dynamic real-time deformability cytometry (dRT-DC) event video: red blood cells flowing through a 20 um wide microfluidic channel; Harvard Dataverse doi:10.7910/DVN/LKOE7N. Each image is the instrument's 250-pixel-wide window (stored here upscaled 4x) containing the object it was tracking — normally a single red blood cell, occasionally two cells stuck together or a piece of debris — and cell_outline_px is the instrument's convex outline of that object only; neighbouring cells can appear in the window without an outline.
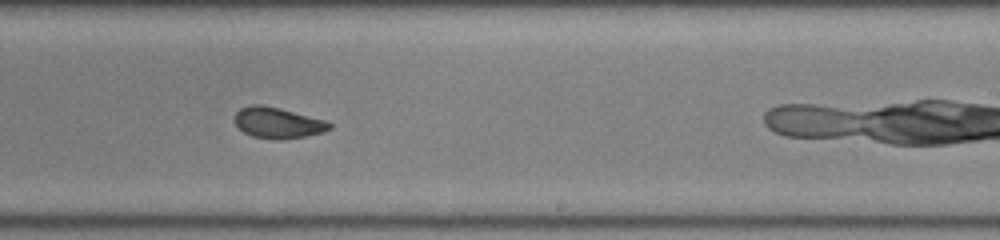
{"species": "common noctule bat (a hibernating species)", "species_latin": "Nyctalus noctula", "temperature_condition": "room temperature", "stored_images_in_passage": 27, "camera_frame_rate_fps": 3000, "um_per_image_px": 0.085, "animal": {"sex": "female", "body_mass_g": 22.0, "forearm_length_mm": 56.7}, "frame": {"image": 1, "passage_image": 16, "time_ms": 5.0, "image_size_px": [1000, 240], "cell_outline_px": [[332, 128], [324, 132], [304, 136], [280, 140], [276, 140], [252, 136], [244, 132], [236, 124], [236, 112], [240, 108], [252, 104], [260, 104], [280, 108], [328, 120], [332, 124]], "centroid_in_image_um": [23.66, 10.43], "position_along_channel_um": 265.3, "area_um2": 17.17}}